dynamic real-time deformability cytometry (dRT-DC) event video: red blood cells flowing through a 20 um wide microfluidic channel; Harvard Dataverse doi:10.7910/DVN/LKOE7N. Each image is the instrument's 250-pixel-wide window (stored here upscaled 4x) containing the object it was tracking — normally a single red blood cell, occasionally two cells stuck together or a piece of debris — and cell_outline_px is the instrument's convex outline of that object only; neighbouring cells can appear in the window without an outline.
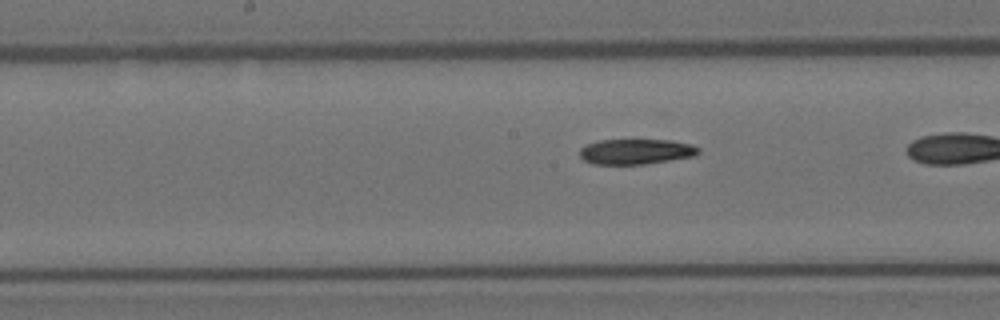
{"species": "Egyptian fruit bat (a non-hibernating species)", "species_latin": "Rousettus aegyptiacus", "temperature_condition": "room temperature", "stored_images_in_passage": 35, "camera_frame_rate_fps": 3000, "um_per_image_px": 0.085, "animal": {"sex": "female"}, "frame": {"image": 1, "passage_image": 20, "time_ms": 6.333, "image_size_px": [1000, 320], "cell_outline_px": [[700, 152], [696, 156], [644, 164], [592, 164], [584, 160], [580, 156], [580, 148], [588, 144], [600, 140], [672, 140], [692, 144], [700, 148]], "centroid_in_image_um": [54.09, 12.88], "position_along_channel_um": 194.1, "area_um2": 17.57}}